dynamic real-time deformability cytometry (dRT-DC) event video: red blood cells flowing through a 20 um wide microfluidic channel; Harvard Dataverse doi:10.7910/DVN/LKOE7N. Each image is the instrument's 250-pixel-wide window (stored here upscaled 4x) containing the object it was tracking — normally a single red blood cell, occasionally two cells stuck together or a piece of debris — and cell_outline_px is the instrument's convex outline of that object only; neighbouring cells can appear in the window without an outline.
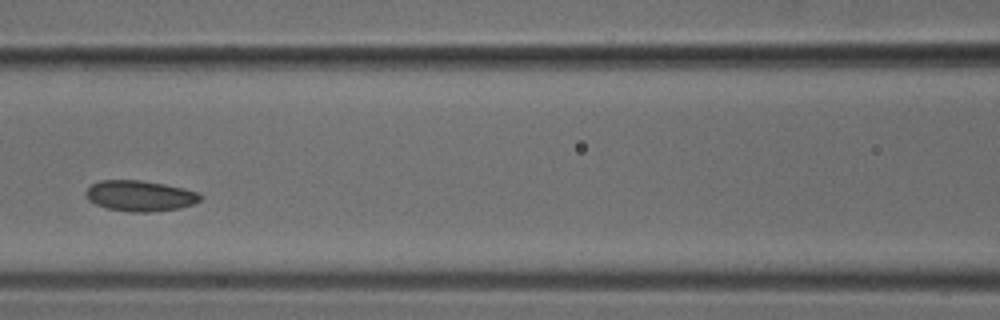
{"species": "common noctule bat (a hibernating species)", "species_latin": "Nyctalus noctula", "temperature_condition": "cold", "stored_images_in_passage": 5, "camera_frame_rate_fps": 3000, "um_per_image_px": 0.085, "animal": {"sex": "male", "body_mass_g": 18.8}, "frame": {"image": 1, "passage_image": 5, "time_ms": 1.333, "image_size_px": [1000, 320], "cell_outline_px": [[204, 196], [200, 200], [192, 204], [180, 208], [148, 212], [128, 212], [108, 208], [96, 204], [88, 200], [84, 192], [92, 184], [100, 180], [140, 180], [164, 184], [184, 188], [200, 192]], "centroid_in_image_um": [11.91, 16.64], "position_along_channel_um": 154.7, "area_um2": 20.58}}